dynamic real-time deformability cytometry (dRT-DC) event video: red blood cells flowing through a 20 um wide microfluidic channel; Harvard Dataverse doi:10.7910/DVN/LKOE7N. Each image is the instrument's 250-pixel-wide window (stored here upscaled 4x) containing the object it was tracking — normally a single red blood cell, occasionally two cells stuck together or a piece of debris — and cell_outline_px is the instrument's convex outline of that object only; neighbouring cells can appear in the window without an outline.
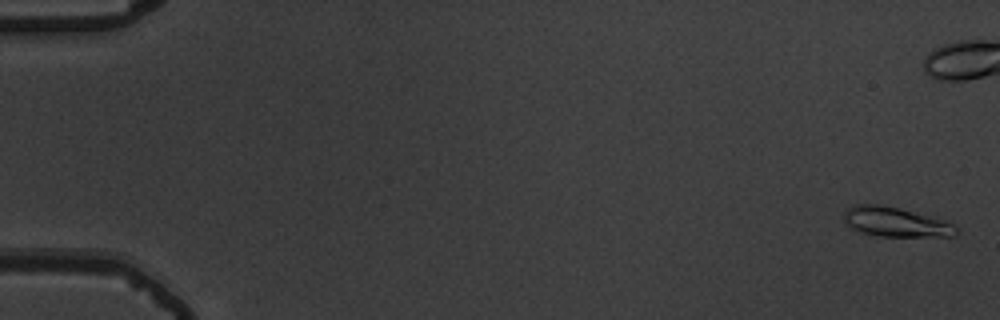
{"species": "common noctule bat (a hibernating species)", "species_latin": "Nyctalus noctula", "temperature_condition": "warm", "stored_images_in_passage": 11, "camera_frame_rate_fps": 3000, "um_per_image_px": 0.085, "animal": {"sex": "male", "body_mass_g": 19.5, "forearm_length_mm": 54.6}, "frame": {"image": 1, "passage_image": 2, "time_ms": 0.333, "image_size_px": [1000, 320], "cell_outline_px": [[960, 232], [952, 236], [880, 236], [860, 232], [848, 228], [844, 220], [844, 212], [852, 204], [880, 204], [900, 208], [944, 220], [960, 228]], "centroid_in_image_um": [76.1, 18.86], "position_along_channel_um": 8.9, "area_um2": 19.54}}